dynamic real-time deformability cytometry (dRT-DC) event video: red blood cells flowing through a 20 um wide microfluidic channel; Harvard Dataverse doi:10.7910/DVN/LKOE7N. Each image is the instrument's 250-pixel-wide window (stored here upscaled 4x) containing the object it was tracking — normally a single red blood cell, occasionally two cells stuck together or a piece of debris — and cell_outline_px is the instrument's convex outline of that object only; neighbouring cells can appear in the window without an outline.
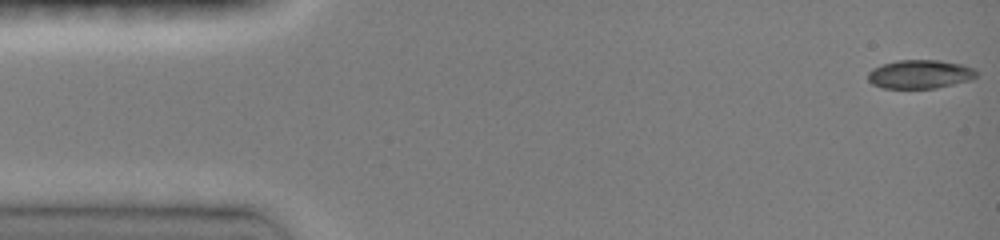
{"species": "common noctule bat (a hibernating species)", "species_latin": "Nyctalus noctula", "temperature_condition": "room temperature", "stored_images_in_passage": 5, "camera_frame_rate_fps": 3000, "um_per_image_px": 0.085, "animal": {"sex": "female", "body_mass_g": 19.0, "forearm_length_mm": 51.5}, "frame": {"image": 1, "passage_image": 1, "time_ms": 0.0, "image_size_px": [1000, 240], "cell_outline_px": [[980, 72], [976, 76], [968, 80], [936, 88], [880, 88], [872, 84], [868, 80], [868, 72], [872, 68], [896, 60], [940, 60], [960, 64], [972, 68]], "centroid_in_image_um": [78.16, 6.3], "position_along_channel_um": 6.8, "area_um2": 18.09}}
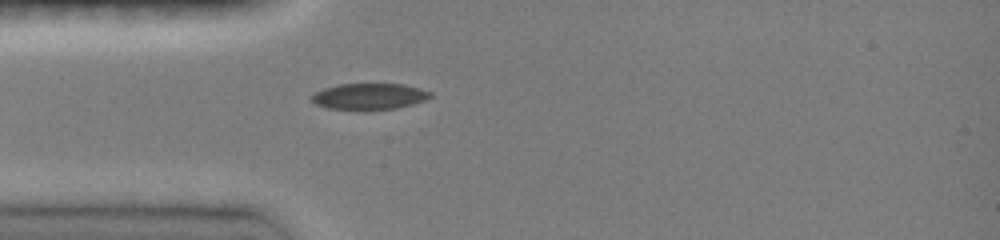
{"frame": {"image": 2, "passage_image": 5, "time_ms": 4.0, "image_size_px": [1000, 240], "cell_outline_px": [[432, 96], [424, 100], [412, 104], [396, 108], [364, 112], [360, 112], [328, 108], [316, 104], [312, 100], [312, 96], [316, 92], [324, 88], [336, 84], [404, 84], [420, 88], [432, 92]], "centroid_in_image_um": [31.38, 8.22], "position_along_channel_um": 53.6, "area_um2": 18.61}}